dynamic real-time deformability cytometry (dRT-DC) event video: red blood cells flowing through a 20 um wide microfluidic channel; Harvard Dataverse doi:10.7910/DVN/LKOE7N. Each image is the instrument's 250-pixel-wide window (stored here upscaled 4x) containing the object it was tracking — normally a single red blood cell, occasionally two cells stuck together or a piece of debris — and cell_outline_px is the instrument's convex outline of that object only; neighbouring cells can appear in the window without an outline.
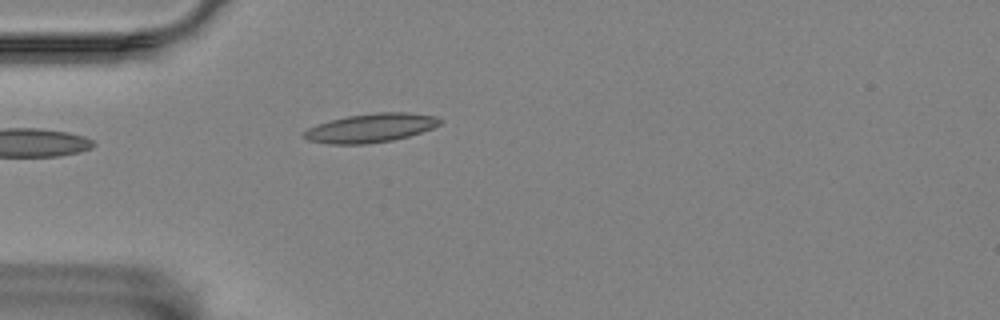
{"species": "Egyptian fruit bat (a non-hibernating species)", "species_latin": "Rousettus aegyptiacus", "temperature_condition": "room temperature", "stored_images_in_passage": 3, "camera_frame_rate_fps": 3000, "um_per_image_px": 0.085, "animal": {"sex": "female"}, "frame": {"image": 1, "passage_image": 3, "time_ms": 2.333, "image_size_px": [1000, 320], "cell_outline_px": [[444, 120], [440, 124], [432, 128], [408, 136], [392, 140], [368, 144], [328, 144], [308, 140], [300, 136], [300, 132], [308, 128], [332, 120], [348, 116], [376, 112], [408, 112], [436, 116]], "centroid_in_image_um": [31.5, 10.88], "position_along_channel_um": 53.5, "area_um2": 22.89}}